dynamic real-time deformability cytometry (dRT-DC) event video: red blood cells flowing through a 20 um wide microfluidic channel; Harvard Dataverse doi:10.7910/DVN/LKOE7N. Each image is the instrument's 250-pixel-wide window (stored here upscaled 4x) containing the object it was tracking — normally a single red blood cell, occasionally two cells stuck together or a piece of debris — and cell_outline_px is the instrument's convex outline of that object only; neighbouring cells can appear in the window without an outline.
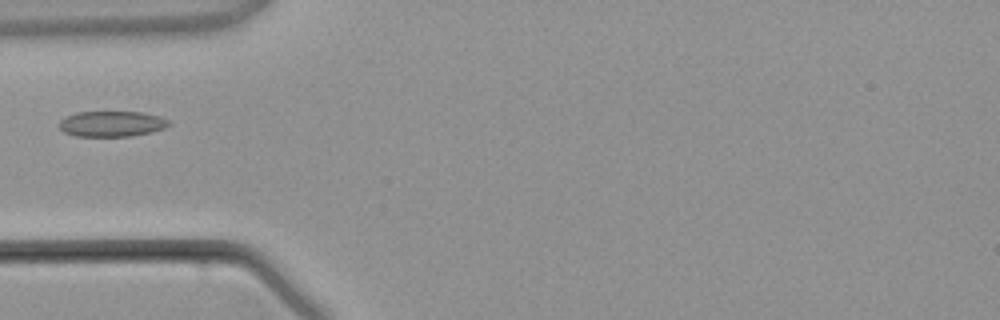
{"species": "common noctule bat (a hibernating species)", "species_latin": "Nyctalus noctula", "temperature_condition": "warm", "stored_images_in_passage": 2, "camera_frame_rate_fps": 3000, "um_per_image_px": 0.085, "animal": {"sex": "male", "body_mass_g": 21.5, "forearm_length_mm": 52.0}, "frame": {"image": 1, "passage_image": 2, "time_ms": 1.333, "image_size_px": [1000, 320], "cell_outline_px": [[172, 124], [164, 128], [152, 132], [132, 136], [76, 136], [64, 132], [60, 128], [60, 120], [76, 112], [144, 112], [160, 116], [168, 120]], "centroid_in_image_um": [9.54, 10.52], "position_along_channel_um": 75.5, "area_um2": 16.36}}